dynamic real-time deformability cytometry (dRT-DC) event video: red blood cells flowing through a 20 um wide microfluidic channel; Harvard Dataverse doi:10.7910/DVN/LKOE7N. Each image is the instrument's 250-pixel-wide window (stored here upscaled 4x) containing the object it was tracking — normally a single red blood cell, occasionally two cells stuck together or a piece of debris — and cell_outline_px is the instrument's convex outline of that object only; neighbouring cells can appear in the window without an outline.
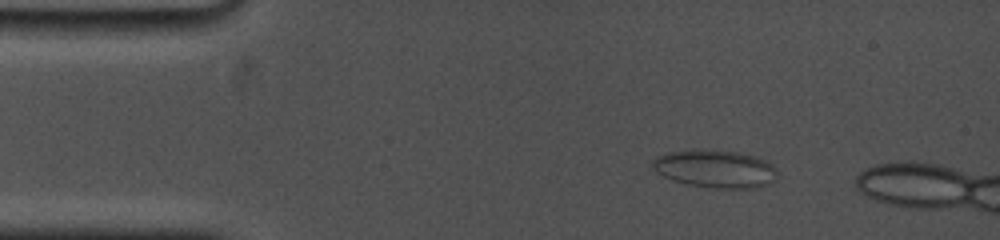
{"species": "common noctule bat (a hibernating species)", "species_latin": "Nyctalus noctula", "temperature_condition": "cold", "stored_images_in_passage": 18, "camera_frame_rate_fps": 5000, "um_per_image_px": 0.085, "animal": {"sex": "female", "body_mass_g": 19.0, "forearm_length_mm": 53.3}, "frame": {"image": 1, "passage_image": 1, "time_ms": 0.0, "image_size_px": [1000, 240], "cell_outline_px": [[776, 180], [768, 184], [756, 188], [708, 188], [688, 184], [672, 180], [656, 172], [652, 168], [652, 160], [656, 156], [668, 152], [692, 148], [696, 148], [740, 152], [764, 160], [772, 164], [776, 168]], "centroid_in_image_um": [60.76, 14.34], "position_along_channel_um": 24.2, "area_um2": 27.92}}